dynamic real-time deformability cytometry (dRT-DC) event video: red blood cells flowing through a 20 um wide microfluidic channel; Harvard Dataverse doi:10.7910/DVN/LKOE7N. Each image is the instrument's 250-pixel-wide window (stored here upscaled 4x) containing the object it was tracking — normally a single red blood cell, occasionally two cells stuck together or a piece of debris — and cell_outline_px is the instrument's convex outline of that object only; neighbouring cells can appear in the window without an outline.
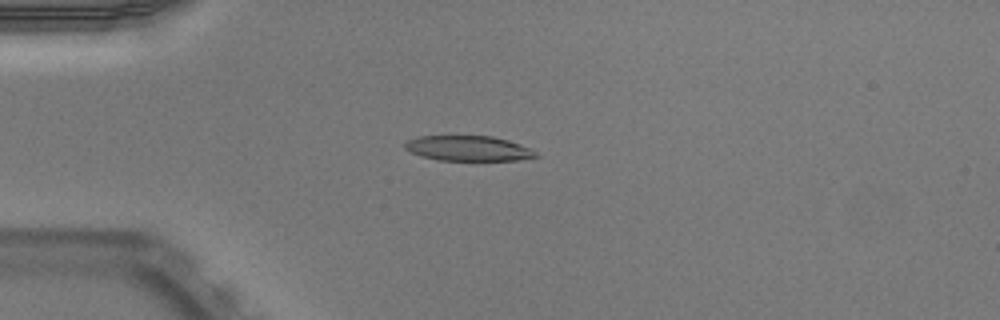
{"species": "Egyptian fruit bat (a non-hibernating species)", "species_latin": "Rousettus aegyptiacus", "temperature_condition": "warm", "stored_images_in_passage": 51, "camera_frame_rate_fps": 3000, "um_per_image_px": 0.085, "animal": {"sex": "male"}, "frame": {"image": 1, "passage_image": 14, "time_ms": 4.333, "image_size_px": [1000, 320], "cell_outline_px": [[540, 156], [520, 160], [440, 160], [424, 156], [412, 152], [404, 148], [404, 144], [408, 140], [416, 136], [492, 136], [508, 140], [520, 144], [536, 152]], "centroid_in_image_um": [39.82, 12.6], "position_along_channel_um": 45.2, "area_um2": 19.02}}
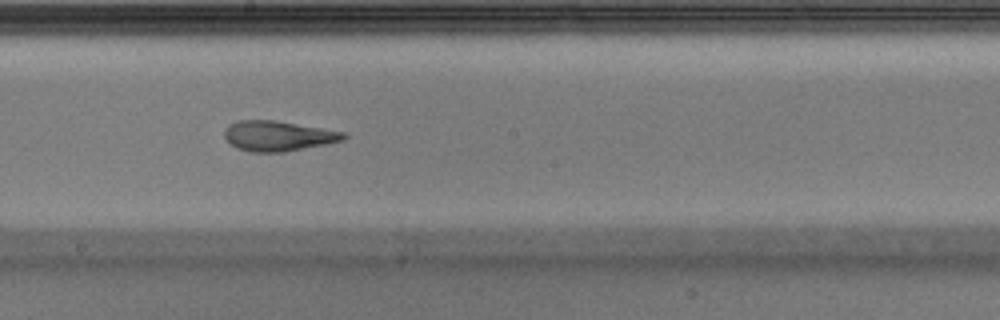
{"frame": {"image": 2, "passage_image": 29, "time_ms": 9.333, "image_size_px": [1000, 320], "cell_outline_px": [[348, 136], [344, 140], [284, 152], [248, 152], [236, 148], [224, 136], [224, 128], [228, 124], [236, 120], [276, 120], [344, 132]], "centroid_in_image_um": [23.59, 11.55], "position_along_channel_um": 224.6, "area_um2": 20.98}}
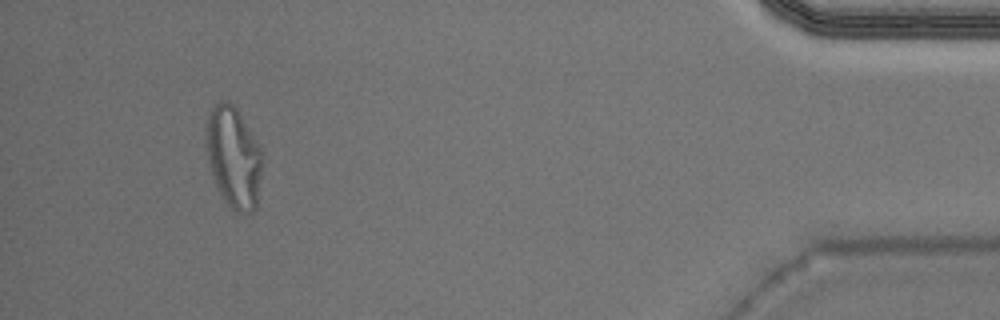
{"frame": {"image": 3, "passage_image": 48, "time_ms": 15.667, "image_size_px": [1000, 320], "cell_outline_px": [[264, 164], [256, 208], [252, 212], [236, 212], [224, 200], [216, 184], [208, 164], [204, 144], [204, 128], [208, 112], [212, 104], [220, 100], [228, 100], [236, 108], [260, 148], [264, 156]], "centroid_in_image_um": [19.83, 13.33], "position_along_channel_um": 415.4, "area_um2": 33.93}, "authors_computed_cell_mechanics": {"area_um2": 20.9814, "velocity_mm_per_s": 4.0006, "shape_relaxation_time_tau1_ms": null, "shape_relaxation_time_tau2_ms": 1.7761, "deformation_change_tau1": null, "deformation_change_tau2": 0.1156}}